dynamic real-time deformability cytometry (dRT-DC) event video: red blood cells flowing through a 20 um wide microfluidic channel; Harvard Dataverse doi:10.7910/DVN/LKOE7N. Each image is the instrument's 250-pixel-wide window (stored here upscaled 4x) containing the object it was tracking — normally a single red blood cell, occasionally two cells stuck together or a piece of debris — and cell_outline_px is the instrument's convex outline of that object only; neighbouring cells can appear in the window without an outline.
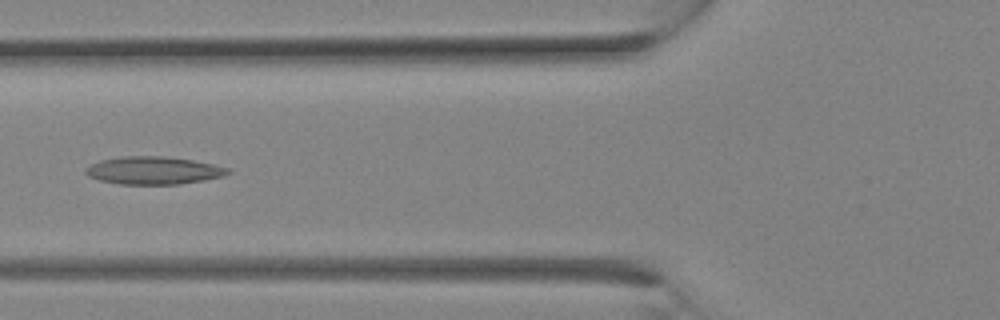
{"species": "Egyptian fruit bat (a non-hibernating species)", "species_latin": "Rousettus aegyptiacus", "temperature_condition": "room temperature", "stored_images_in_passage": 18, "camera_frame_rate_fps": 3000, "um_per_image_px": 0.085, "animal": {"sex": "female"}, "frame": {"image": 1, "passage_image": 10, "time_ms": 3.0, "image_size_px": [1000, 320], "cell_outline_px": [[232, 172], [220, 176], [204, 180], [180, 184], [120, 184], [100, 180], [88, 176], [84, 172], [84, 168], [100, 160], [120, 156], [160, 156], [192, 160], [212, 164], [228, 168]], "centroid_in_image_um": [13.0, 14.49], "position_along_channel_um": 112.8, "area_um2": 22.83}}
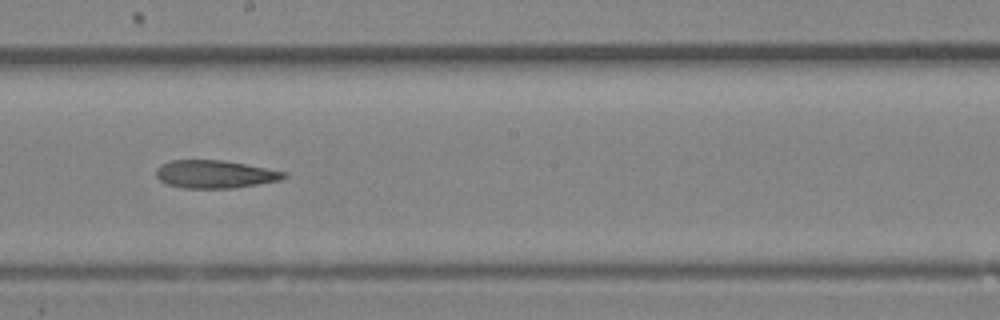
{"frame": {"image": 2, "passage_image": 15, "time_ms": 4.667, "image_size_px": [1000, 320], "cell_outline_px": [[288, 176], [280, 180], [236, 188], [184, 188], [168, 184], [160, 180], [156, 176], [156, 168], [160, 164], [168, 160], [224, 160], [288, 172]], "centroid_in_image_um": [18.27, 14.8], "position_along_channel_um": 229.9, "area_um2": 20.92}}
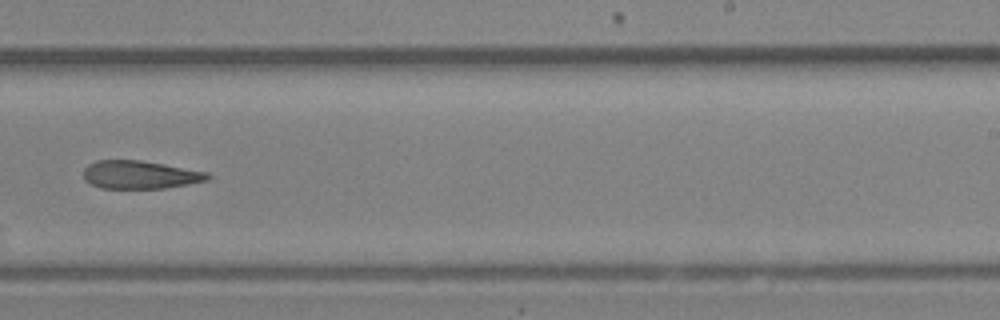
{"frame": {"image": 3, "passage_image": 17, "time_ms": 5.333, "image_size_px": [1000, 320], "cell_outline_px": [[212, 176], [208, 180], [188, 184], [164, 188], [100, 188], [84, 180], [84, 168], [88, 164], [96, 160], [140, 160], [164, 164], [208, 172]], "centroid_in_image_um": [11.9, 14.85], "position_along_channel_um": 277.1, "area_um2": 20.35}}